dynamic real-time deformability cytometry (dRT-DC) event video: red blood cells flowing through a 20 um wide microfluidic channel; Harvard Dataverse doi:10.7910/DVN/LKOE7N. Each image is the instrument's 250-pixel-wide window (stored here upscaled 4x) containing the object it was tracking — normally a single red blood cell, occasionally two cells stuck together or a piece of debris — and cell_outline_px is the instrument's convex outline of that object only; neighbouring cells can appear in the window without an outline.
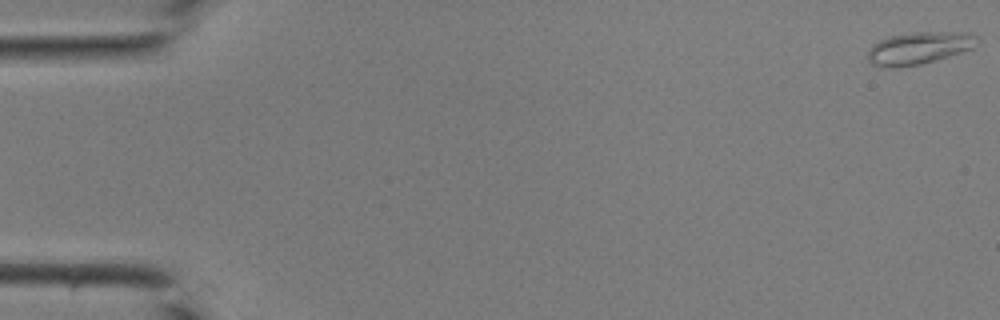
{"species": "common noctule bat (a hibernating species)", "species_latin": "Nyctalus noctula", "temperature_condition": "room temperature", "stored_images_in_passage": 43, "camera_frame_rate_fps": 3000, "um_per_image_px": 0.085, "animal": {"sex": "male", "body_mass_g": 19.0, "forearm_length_mm": 50.8}, "frame": {"image": 1, "passage_image": 1, "time_ms": 0.0, "image_size_px": [1000, 320], "cell_outline_px": [[976, 36], [972, 48], [936, 60], [920, 64], [900, 68], [880, 68], [872, 64], [868, 60], [868, 52], [872, 44], [888, 36], [912, 32], [960, 32]], "centroid_in_image_um": [77.99, 4.1], "position_along_channel_um": 7.0, "area_um2": 20.46}}
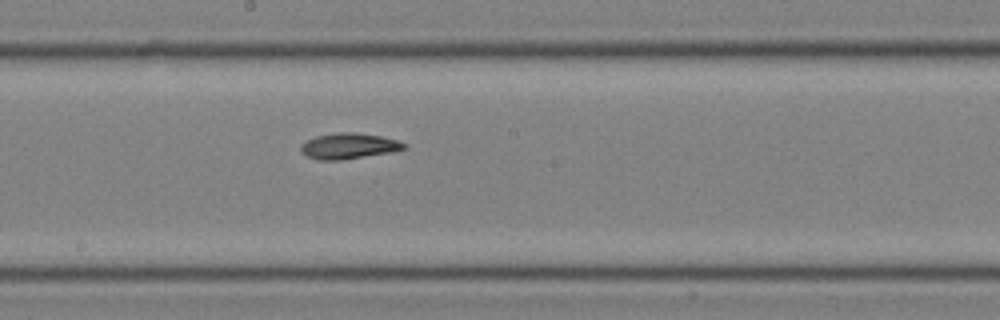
{"frame": {"image": 2, "passage_image": 24, "time_ms": 7.667, "image_size_px": [1000, 320], "cell_outline_px": [[408, 148], [392, 152], [340, 160], [316, 160], [308, 156], [300, 148], [300, 144], [316, 136], [336, 132], [356, 132], [380, 136], [396, 140], [404, 144]], "centroid_in_image_um": [29.64, 12.41], "position_along_channel_um": 218.6, "area_um2": 15.37}}
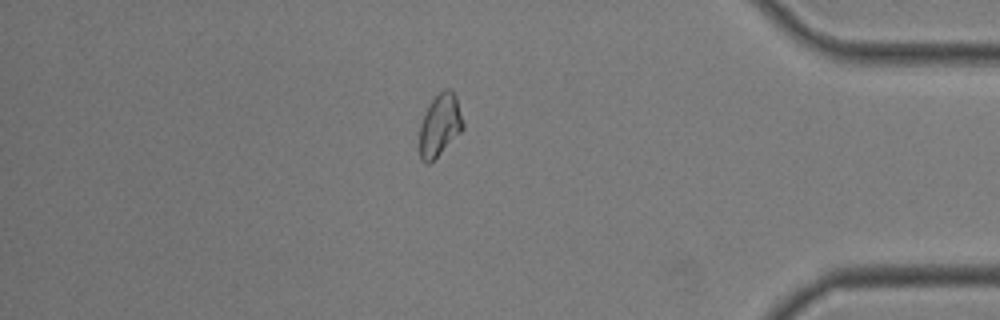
{"frame": {"image": 3, "passage_image": 37, "time_ms": 12.0, "image_size_px": [1000, 320], "cell_outline_px": [[464, 128], [428, 164], [420, 160], [420, 124], [432, 100], [444, 88], [448, 88], [456, 96], [464, 124]], "centroid_in_image_um": [37.39, 10.62], "position_along_channel_um": 397.8, "area_um2": 15.26}}